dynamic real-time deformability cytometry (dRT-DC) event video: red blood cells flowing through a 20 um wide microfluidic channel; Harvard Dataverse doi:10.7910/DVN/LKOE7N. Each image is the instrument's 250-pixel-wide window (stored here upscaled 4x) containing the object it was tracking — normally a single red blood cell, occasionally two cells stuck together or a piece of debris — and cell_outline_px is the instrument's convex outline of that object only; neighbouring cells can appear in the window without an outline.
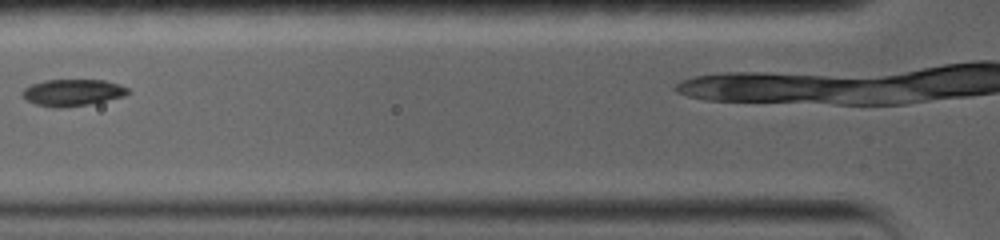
{"species": "common noctule bat (a hibernating species)", "species_latin": "Nyctalus noctula", "temperature_condition": "warm", "stored_images_in_passage": 3, "camera_frame_rate_fps": 5000, "um_per_image_px": 0.085, "animal": {"sex": "female", "body_mass_g": 19.0, "forearm_length_mm": 56.7}, "frame": {"image": 1, "passage_image": 3, "time_ms": 2.2, "image_size_px": [1000, 240], "cell_outline_px": [[132, 92], [124, 96], [88, 104], [60, 108], [52, 108], [36, 104], [28, 100], [20, 92], [24, 88], [32, 84], [44, 80], [104, 80], [120, 84], [128, 88]], "centroid_in_image_um": [6.18, 7.86], "position_along_channel_um": 119.6, "area_um2": 16.42}}